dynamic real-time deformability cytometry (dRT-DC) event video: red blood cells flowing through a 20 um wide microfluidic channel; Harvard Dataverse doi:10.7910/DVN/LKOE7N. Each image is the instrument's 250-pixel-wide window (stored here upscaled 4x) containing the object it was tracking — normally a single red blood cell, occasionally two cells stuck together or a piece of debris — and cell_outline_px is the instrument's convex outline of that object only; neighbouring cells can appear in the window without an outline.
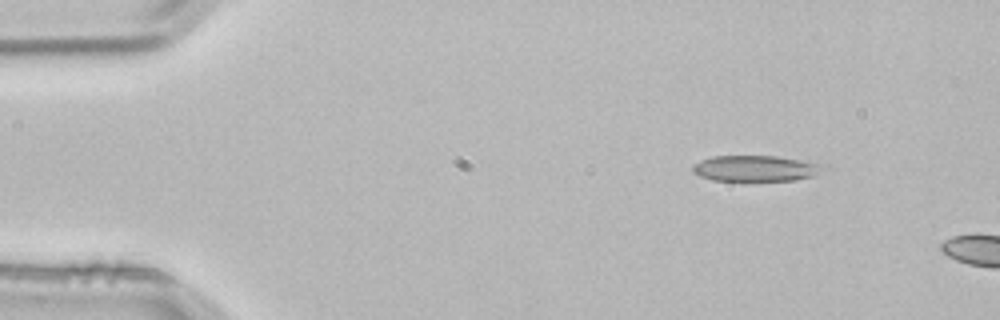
{"species": "common noctule bat (a hibernating species)", "species_latin": "Nyctalus noctula", "temperature_condition": "room temperature", "stored_images_in_passage": 2, "camera_frame_rate_fps": 3000, "um_per_image_px": 0.085, "animal": {"sex": "male", "body_mass_g": 21.5, "forearm_length_mm": 52.0}, "frame": {"image": 1, "passage_image": 1, "time_ms": 0.0, "image_size_px": [1000, 320], "cell_outline_px": [[816, 168], [812, 176], [796, 180], [712, 180], [700, 176], [692, 172], [692, 164], [700, 160], [712, 156], [776, 156], [800, 160], [816, 164]], "centroid_in_image_um": [64.0, 14.31], "position_along_channel_um": 21.0, "area_um2": 18.96}}